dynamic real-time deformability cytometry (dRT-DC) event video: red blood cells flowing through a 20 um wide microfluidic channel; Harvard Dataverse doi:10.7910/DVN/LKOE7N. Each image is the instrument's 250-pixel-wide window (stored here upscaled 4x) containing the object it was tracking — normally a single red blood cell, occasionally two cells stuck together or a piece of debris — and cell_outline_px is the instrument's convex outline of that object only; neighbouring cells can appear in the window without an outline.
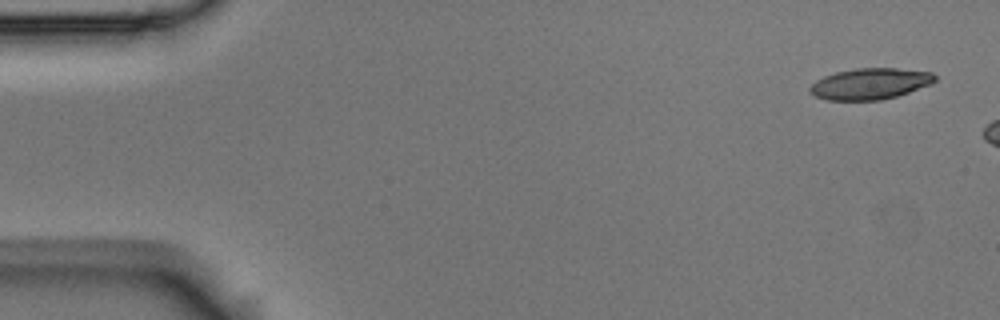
{"species": "Egyptian fruit bat (a non-hibernating species)", "species_latin": "Rousettus aegyptiacus", "temperature_condition": "room temperature", "stored_images_in_passage": 3, "camera_frame_rate_fps": 3000, "um_per_image_px": 0.085, "animal": {"sex": "male"}, "frame": {"image": 1, "passage_image": 1, "time_ms": 0.0, "image_size_px": [1000, 320], "cell_outline_px": [[936, 80], [932, 84], [896, 96], [880, 100], [828, 100], [816, 96], [808, 92], [808, 88], [816, 80], [824, 76], [836, 72], [856, 68], [896, 68], [932, 72], [936, 76]], "centroid_in_image_um": [73.95, 7.11], "position_along_channel_um": 11.0, "area_um2": 22.72}}